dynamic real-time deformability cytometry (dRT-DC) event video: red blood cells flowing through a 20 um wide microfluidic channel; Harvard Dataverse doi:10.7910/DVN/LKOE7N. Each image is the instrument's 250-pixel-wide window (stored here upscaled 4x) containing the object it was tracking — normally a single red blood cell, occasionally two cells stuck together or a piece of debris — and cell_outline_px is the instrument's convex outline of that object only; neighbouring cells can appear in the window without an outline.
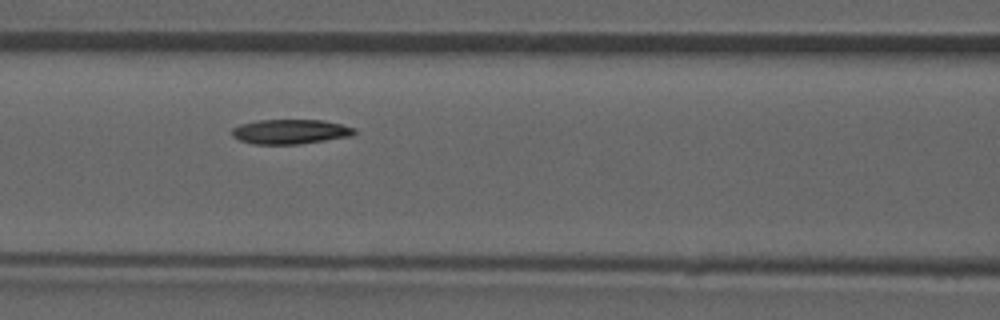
{"species": "common noctule bat (a hibernating species)", "species_latin": "Nyctalus noctula", "temperature_condition": "room temperature", "stored_images_in_passage": 36, "camera_frame_rate_fps": 3000, "um_per_image_px": 0.085, "animal": {"sex": "male", "forearm_length_mm": 52.5}, "frame": {"image": 1, "passage_image": 6, "time_ms": 1.667, "image_size_px": [1000, 320], "cell_outline_px": [[356, 132], [352, 136], [300, 144], [256, 144], [240, 140], [232, 136], [232, 128], [240, 124], [256, 120], [324, 120], [356, 128]], "centroid_in_image_um": [24.69, 11.18], "position_along_channel_um": 141.9, "area_um2": 17.63}}